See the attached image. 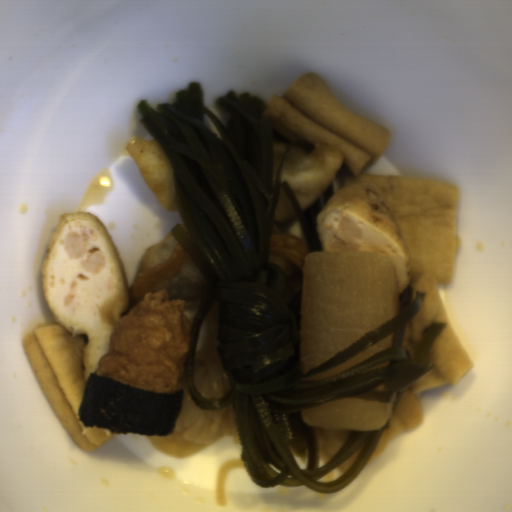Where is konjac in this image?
Here are the masks:
<instances>
[{
	"mask_svg": "<svg viewBox=\"0 0 512 512\" xmlns=\"http://www.w3.org/2000/svg\"><path fill=\"white\" fill-rule=\"evenodd\" d=\"M182 405L174 430L182 432V439L192 446L216 444L224 436L242 445L234 414L233 403L218 410H202L192 400L186 382L183 387Z\"/></svg>",
	"mask_w": 512,
	"mask_h": 512,
	"instance_id": "1",
	"label": "konjac"
},
{
	"mask_svg": "<svg viewBox=\"0 0 512 512\" xmlns=\"http://www.w3.org/2000/svg\"><path fill=\"white\" fill-rule=\"evenodd\" d=\"M219 324L217 300L205 318L195 349L193 379L202 397L220 398L227 395L231 385L216 346Z\"/></svg>",
	"mask_w": 512,
	"mask_h": 512,
	"instance_id": "2",
	"label": "konjac"
},
{
	"mask_svg": "<svg viewBox=\"0 0 512 512\" xmlns=\"http://www.w3.org/2000/svg\"><path fill=\"white\" fill-rule=\"evenodd\" d=\"M233 469H245L243 465L242 459L232 458L229 460H225L219 467L217 472L216 481H215V490H216V501L219 508H224L227 506V495L225 489V483L227 479V475Z\"/></svg>",
	"mask_w": 512,
	"mask_h": 512,
	"instance_id": "3",
	"label": "konjac"
}]
</instances>
